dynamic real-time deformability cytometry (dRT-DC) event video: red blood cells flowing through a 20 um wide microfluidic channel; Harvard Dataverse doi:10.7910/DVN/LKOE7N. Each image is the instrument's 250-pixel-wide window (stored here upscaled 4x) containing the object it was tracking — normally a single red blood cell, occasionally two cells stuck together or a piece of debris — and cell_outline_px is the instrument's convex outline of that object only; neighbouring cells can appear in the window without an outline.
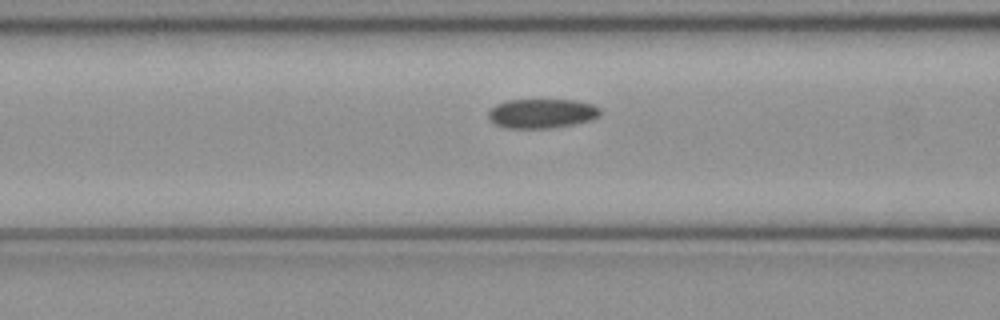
{"species": "common noctule bat (a hibernating species)", "species_latin": "Nyctalus noctula", "temperature_condition": "cold", "stored_images_in_passage": 32, "camera_frame_rate_fps": 3000, "um_per_image_px": 0.085, "animal": {"sex": "female", "body_mass_g": 21.9}, "frame": {"image": 1, "passage_image": 4, "time_ms": 1.0, "image_size_px": [1000, 320], "cell_outline_px": [[600, 116], [592, 120], [552, 128], [504, 128], [488, 120], [488, 112], [496, 104], [508, 100], [576, 100], [592, 104], [600, 108]], "centroid_in_image_um": [46.05, 9.65], "position_along_channel_um": 120.5, "area_um2": 19.25}}
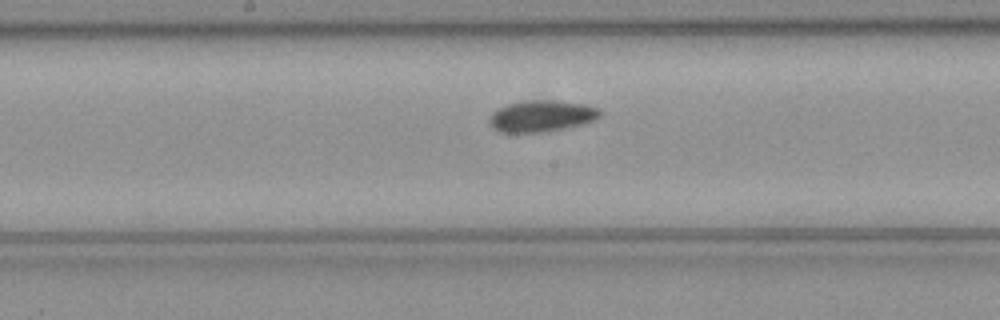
{"frame": {"image": 2, "passage_image": 10, "time_ms": 3.0, "image_size_px": [1000, 320], "cell_outline_px": [[600, 116], [596, 120], [584, 124], [548, 132], [500, 132], [492, 128], [488, 120], [492, 112], [508, 104], [532, 100], [552, 100], [584, 104], [600, 108]], "centroid_in_image_um": [46.06, 9.88], "position_along_channel_um": 202.1, "area_um2": 20.35}}
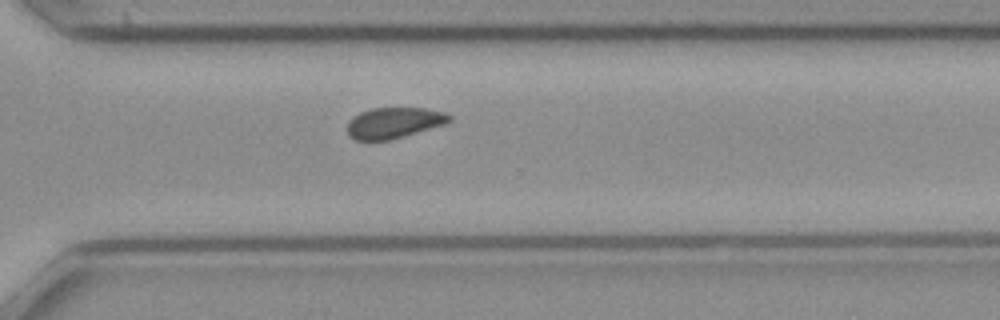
{"frame": {"image": 3, "passage_image": 20, "time_ms": 6.333, "image_size_px": [1000, 320], "cell_outline_px": [[452, 120], [444, 124], [404, 136], [388, 140], [356, 140], [348, 136], [348, 120], [352, 116], [360, 112], [372, 108], [424, 108], [444, 112], [452, 116]], "centroid_in_image_um": [33.46, 10.43], "position_along_channel_um": 337.1, "area_um2": 18.32}}